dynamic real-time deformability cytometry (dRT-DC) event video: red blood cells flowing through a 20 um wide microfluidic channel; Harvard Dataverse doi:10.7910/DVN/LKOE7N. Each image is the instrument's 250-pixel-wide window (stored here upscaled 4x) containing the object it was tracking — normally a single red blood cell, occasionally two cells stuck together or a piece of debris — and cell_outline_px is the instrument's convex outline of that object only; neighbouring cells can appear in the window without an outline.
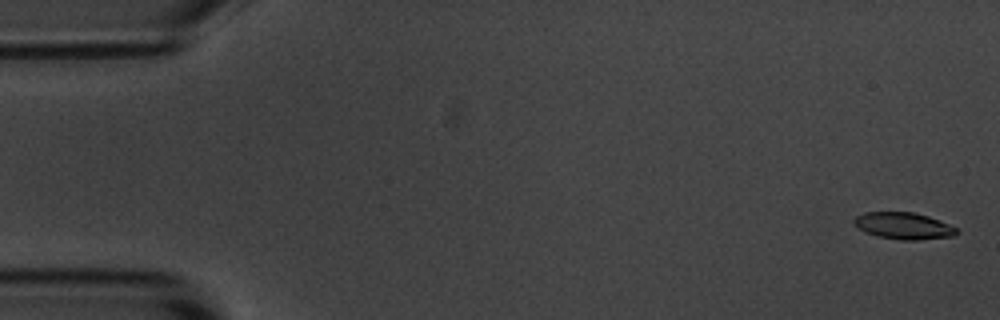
{"species": "common noctule bat (a hibernating species)", "species_latin": "Nyctalus noctula", "temperature_condition": "room temperature", "stored_images_in_passage": 4, "camera_frame_rate_fps": 3000, "um_per_image_px": 0.085, "animal": {"sex": "male", "body_mass_g": 20.1, "forearm_length_mm": 53.5}, "frame": {"image": 1, "passage_image": 1, "time_ms": 0.0, "image_size_px": [1000, 320], "cell_outline_px": [[960, 232], [952, 236], [920, 240], [900, 240], [876, 236], [864, 232], [856, 228], [852, 224], [852, 220], [856, 216], [864, 212], [912, 212], [928, 216], [940, 220], [956, 228]], "centroid_in_image_um": [76.75, 19.2], "position_along_channel_um": 8.3, "area_um2": 16.24}}
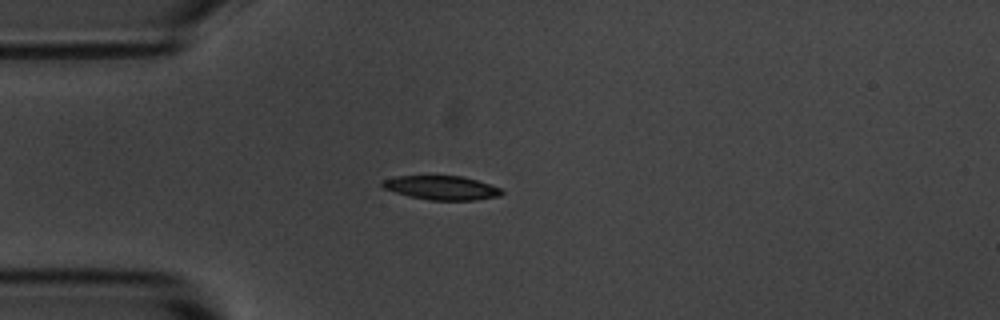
{"frame": {"image": 2, "passage_image": 4, "time_ms": 4.333, "image_size_px": [1000, 320], "cell_outline_px": [[504, 192], [500, 196], [476, 200], [428, 200], [408, 196], [384, 188], [380, 184], [384, 180], [396, 176], [460, 176], [476, 180], [500, 188]], "centroid_in_image_um": [37.54, 15.97], "position_along_channel_um": 47.5, "area_um2": 16.53}}